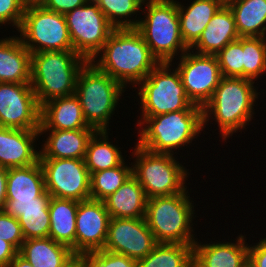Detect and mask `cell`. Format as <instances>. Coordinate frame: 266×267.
Here are the masks:
<instances>
[{
	"mask_svg": "<svg viewBox=\"0 0 266 267\" xmlns=\"http://www.w3.org/2000/svg\"><path fill=\"white\" fill-rule=\"evenodd\" d=\"M88 60L74 50L31 54V86L39 105L75 94L80 70Z\"/></svg>",
	"mask_w": 266,
	"mask_h": 267,
	"instance_id": "277c9868",
	"label": "cell"
},
{
	"mask_svg": "<svg viewBox=\"0 0 266 267\" xmlns=\"http://www.w3.org/2000/svg\"><path fill=\"white\" fill-rule=\"evenodd\" d=\"M138 267H193V245L157 243Z\"/></svg>",
	"mask_w": 266,
	"mask_h": 267,
	"instance_id": "f546056e",
	"label": "cell"
},
{
	"mask_svg": "<svg viewBox=\"0 0 266 267\" xmlns=\"http://www.w3.org/2000/svg\"><path fill=\"white\" fill-rule=\"evenodd\" d=\"M240 37H266V0H229Z\"/></svg>",
	"mask_w": 266,
	"mask_h": 267,
	"instance_id": "4316f807",
	"label": "cell"
},
{
	"mask_svg": "<svg viewBox=\"0 0 266 267\" xmlns=\"http://www.w3.org/2000/svg\"><path fill=\"white\" fill-rule=\"evenodd\" d=\"M124 160L119 166L90 174V195L92 199L104 201L117 191L132 175V164Z\"/></svg>",
	"mask_w": 266,
	"mask_h": 267,
	"instance_id": "1f68e13d",
	"label": "cell"
},
{
	"mask_svg": "<svg viewBox=\"0 0 266 267\" xmlns=\"http://www.w3.org/2000/svg\"><path fill=\"white\" fill-rule=\"evenodd\" d=\"M39 137V130L0 127V167L9 169L38 163Z\"/></svg>",
	"mask_w": 266,
	"mask_h": 267,
	"instance_id": "ac0fdd59",
	"label": "cell"
},
{
	"mask_svg": "<svg viewBox=\"0 0 266 267\" xmlns=\"http://www.w3.org/2000/svg\"><path fill=\"white\" fill-rule=\"evenodd\" d=\"M225 3V0H193L184 6V3L177 1L180 34L189 49Z\"/></svg>",
	"mask_w": 266,
	"mask_h": 267,
	"instance_id": "603a6c76",
	"label": "cell"
},
{
	"mask_svg": "<svg viewBox=\"0 0 266 267\" xmlns=\"http://www.w3.org/2000/svg\"><path fill=\"white\" fill-rule=\"evenodd\" d=\"M173 64V65H172ZM175 63H159L134 87L140 101L139 117H152L188 109L193 104L186 94ZM174 66V68H172Z\"/></svg>",
	"mask_w": 266,
	"mask_h": 267,
	"instance_id": "9c48e42d",
	"label": "cell"
},
{
	"mask_svg": "<svg viewBox=\"0 0 266 267\" xmlns=\"http://www.w3.org/2000/svg\"><path fill=\"white\" fill-rule=\"evenodd\" d=\"M111 216L104 201H78L76 213V253L102 250L105 246Z\"/></svg>",
	"mask_w": 266,
	"mask_h": 267,
	"instance_id": "e0dca14e",
	"label": "cell"
},
{
	"mask_svg": "<svg viewBox=\"0 0 266 267\" xmlns=\"http://www.w3.org/2000/svg\"><path fill=\"white\" fill-rule=\"evenodd\" d=\"M239 38L234 15L225 3L212 17L200 38L190 50L202 55H217L230 42Z\"/></svg>",
	"mask_w": 266,
	"mask_h": 267,
	"instance_id": "7402d4cb",
	"label": "cell"
},
{
	"mask_svg": "<svg viewBox=\"0 0 266 267\" xmlns=\"http://www.w3.org/2000/svg\"><path fill=\"white\" fill-rule=\"evenodd\" d=\"M248 264L250 267H266V237L249 245Z\"/></svg>",
	"mask_w": 266,
	"mask_h": 267,
	"instance_id": "f35d334b",
	"label": "cell"
},
{
	"mask_svg": "<svg viewBox=\"0 0 266 267\" xmlns=\"http://www.w3.org/2000/svg\"><path fill=\"white\" fill-rule=\"evenodd\" d=\"M40 113L30 83H0V127L39 130Z\"/></svg>",
	"mask_w": 266,
	"mask_h": 267,
	"instance_id": "5bb4252c",
	"label": "cell"
},
{
	"mask_svg": "<svg viewBox=\"0 0 266 267\" xmlns=\"http://www.w3.org/2000/svg\"><path fill=\"white\" fill-rule=\"evenodd\" d=\"M66 24L73 50L91 61L115 29L94 0L66 13Z\"/></svg>",
	"mask_w": 266,
	"mask_h": 267,
	"instance_id": "8fae6325",
	"label": "cell"
},
{
	"mask_svg": "<svg viewBox=\"0 0 266 267\" xmlns=\"http://www.w3.org/2000/svg\"><path fill=\"white\" fill-rule=\"evenodd\" d=\"M7 267H33L24 257L19 253L13 258Z\"/></svg>",
	"mask_w": 266,
	"mask_h": 267,
	"instance_id": "ee69618b",
	"label": "cell"
},
{
	"mask_svg": "<svg viewBox=\"0 0 266 267\" xmlns=\"http://www.w3.org/2000/svg\"><path fill=\"white\" fill-rule=\"evenodd\" d=\"M85 254L89 267H138L136 260L103 249Z\"/></svg>",
	"mask_w": 266,
	"mask_h": 267,
	"instance_id": "d590c367",
	"label": "cell"
},
{
	"mask_svg": "<svg viewBox=\"0 0 266 267\" xmlns=\"http://www.w3.org/2000/svg\"><path fill=\"white\" fill-rule=\"evenodd\" d=\"M266 74V37H243V78L257 81Z\"/></svg>",
	"mask_w": 266,
	"mask_h": 267,
	"instance_id": "836d02e7",
	"label": "cell"
},
{
	"mask_svg": "<svg viewBox=\"0 0 266 267\" xmlns=\"http://www.w3.org/2000/svg\"><path fill=\"white\" fill-rule=\"evenodd\" d=\"M187 188L171 196L147 199L144 218L157 243L194 245L198 239L193 229L194 201Z\"/></svg>",
	"mask_w": 266,
	"mask_h": 267,
	"instance_id": "5b68a950",
	"label": "cell"
},
{
	"mask_svg": "<svg viewBox=\"0 0 266 267\" xmlns=\"http://www.w3.org/2000/svg\"><path fill=\"white\" fill-rule=\"evenodd\" d=\"M132 175L144 189L147 198L171 196L182 192L190 176L174 154L154 153L134 143Z\"/></svg>",
	"mask_w": 266,
	"mask_h": 267,
	"instance_id": "ba28073f",
	"label": "cell"
},
{
	"mask_svg": "<svg viewBox=\"0 0 266 267\" xmlns=\"http://www.w3.org/2000/svg\"><path fill=\"white\" fill-rule=\"evenodd\" d=\"M18 253L33 267H61L73 252L66 245L45 237L25 240Z\"/></svg>",
	"mask_w": 266,
	"mask_h": 267,
	"instance_id": "83f0119b",
	"label": "cell"
},
{
	"mask_svg": "<svg viewBox=\"0 0 266 267\" xmlns=\"http://www.w3.org/2000/svg\"><path fill=\"white\" fill-rule=\"evenodd\" d=\"M236 238L233 242L203 243L196 240L193 245V267H245L248 264L249 244L243 234Z\"/></svg>",
	"mask_w": 266,
	"mask_h": 267,
	"instance_id": "d6986e66",
	"label": "cell"
},
{
	"mask_svg": "<svg viewBox=\"0 0 266 267\" xmlns=\"http://www.w3.org/2000/svg\"><path fill=\"white\" fill-rule=\"evenodd\" d=\"M39 162L51 197L79 202L91 198L90 174L84 159L39 158Z\"/></svg>",
	"mask_w": 266,
	"mask_h": 267,
	"instance_id": "7c38bea8",
	"label": "cell"
},
{
	"mask_svg": "<svg viewBox=\"0 0 266 267\" xmlns=\"http://www.w3.org/2000/svg\"><path fill=\"white\" fill-rule=\"evenodd\" d=\"M254 81L246 78L222 77L210 101L203 107V129L210 119L218 124V132L227 141L238 130L247 129L255 116L254 106L259 88ZM256 87V88H255Z\"/></svg>",
	"mask_w": 266,
	"mask_h": 267,
	"instance_id": "7a4b0ae2",
	"label": "cell"
},
{
	"mask_svg": "<svg viewBox=\"0 0 266 267\" xmlns=\"http://www.w3.org/2000/svg\"><path fill=\"white\" fill-rule=\"evenodd\" d=\"M95 132V129L39 130L40 136L45 133L47 136L46 141L42 140L39 158L85 159L88 142Z\"/></svg>",
	"mask_w": 266,
	"mask_h": 267,
	"instance_id": "44dd1931",
	"label": "cell"
},
{
	"mask_svg": "<svg viewBox=\"0 0 266 267\" xmlns=\"http://www.w3.org/2000/svg\"><path fill=\"white\" fill-rule=\"evenodd\" d=\"M21 1L24 7L27 8L30 6H43L47 0H21Z\"/></svg>",
	"mask_w": 266,
	"mask_h": 267,
	"instance_id": "f6af8a7d",
	"label": "cell"
},
{
	"mask_svg": "<svg viewBox=\"0 0 266 267\" xmlns=\"http://www.w3.org/2000/svg\"><path fill=\"white\" fill-rule=\"evenodd\" d=\"M18 251L8 242L0 239V267H7Z\"/></svg>",
	"mask_w": 266,
	"mask_h": 267,
	"instance_id": "60d3db41",
	"label": "cell"
},
{
	"mask_svg": "<svg viewBox=\"0 0 266 267\" xmlns=\"http://www.w3.org/2000/svg\"><path fill=\"white\" fill-rule=\"evenodd\" d=\"M125 91L117 80L88 61L80 70L75 88L88 125L96 131L110 130L109 121Z\"/></svg>",
	"mask_w": 266,
	"mask_h": 267,
	"instance_id": "52a82bcc",
	"label": "cell"
},
{
	"mask_svg": "<svg viewBox=\"0 0 266 267\" xmlns=\"http://www.w3.org/2000/svg\"><path fill=\"white\" fill-rule=\"evenodd\" d=\"M94 129L84 118L79 98L74 94L41 105L39 130Z\"/></svg>",
	"mask_w": 266,
	"mask_h": 267,
	"instance_id": "ffe728a7",
	"label": "cell"
},
{
	"mask_svg": "<svg viewBox=\"0 0 266 267\" xmlns=\"http://www.w3.org/2000/svg\"><path fill=\"white\" fill-rule=\"evenodd\" d=\"M50 199L51 195L45 189L44 172L40 162L8 169L6 201L3 209L49 206Z\"/></svg>",
	"mask_w": 266,
	"mask_h": 267,
	"instance_id": "2e32d148",
	"label": "cell"
},
{
	"mask_svg": "<svg viewBox=\"0 0 266 267\" xmlns=\"http://www.w3.org/2000/svg\"><path fill=\"white\" fill-rule=\"evenodd\" d=\"M91 62L125 89L136 87L160 63L135 28L114 29Z\"/></svg>",
	"mask_w": 266,
	"mask_h": 267,
	"instance_id": "6da1fadb",
	"label": "cell"
},
{
	"mask_svg": "<svg viewBox=\"0 0 266 267\" xmlns=\"http://www.w3.org/2000/svg\"><path fill=\"white\" fill-rule=\"evenodd\" d=\"M0 239L10 243L18 252L25 241L18 219L0 211Z\"/></svg>",
	"mask_w": 266,
	"mask_h": 267,
	"instance_id": "8d00e7d4",
	"label": "cell"
},
{
	"mask_svg": "<svg viewBox=\"0 0 266 267\" xmlns=\"http://www.w3.org/2000/svg\"><path fill=\"white\" fill-rule=\"evenodd\" d=\"M142 10L135 29L160 63L174 62L189 50L180 34L177 0H157Z\"/></svg>",
	"mask_w": 266,
	"mask_h": 267,
	"instance_id": "8992f818",
	"label": "cell"
},
{
	"mask_svg": "<svg viewBox=\"0 0 266 267\" xmlns=\"http://www.w3.org/2000/svg\"><path fill=\"white\" fill-rule=\"evenodd\" d=\"M19 33L31 54L73 50L65 16L44 6L25 8Z\"/></svg>",
	"mask_w": 266,
	"mask_h": 267,
	"instance_id": "30bf717a",
	"label": "cell"
},
{
	"mask_svg": "<svg viewBox=\"0 0 266 267\" xmlns=\"http://www.w3.org/2000/svg\"><path fill=\"white\" fill-rule=\"evenodd\" d=\"M25 7L21 0H0V27L12 25L18 31L24 15Z\"/></svg>",
	"mask_w": 266,
	"mask_h": 267,
	"instance_id": "74e56055",
	"label": "cell"
},
{
	"mask_svg": "<svg viewBox=\"0 0 266 267\" xmlns=\"http://www.w3.org/2000/svg\"><path fill=\"white\" fill-rule=\"evenodd\" d=\"M109 131H96L90 138L85 163L89 174L119 166L125 158L118 145L109 142Z\"/></svg>",
	"mask_w": 266,
	"mask_h": 267,
	"instance_id": "f1b7e54d",
	"label": "cell"
},
{
	"mask_svg": "<svg viewBox=\"0 0 266 267\" xmlns=\"http://www.w3.org/2000/svg\"><path fill=\"white\" fill-rule=\"evenodd\" d=\"M0 83H31V53L17 34L0 39Z\"/></svg>",
	"mask_w": 266,
	"mask_h": 267,
	"instance_id": "cb8c5ba5",
	"label": "cell"
},
{
	"mask_svg": "<svg viewBox=\"0 0 266 267\" xmlns=\"http://www.w3.org/2000/svg\"><path fill=\"white\" fill-rule=\"evenodd\" d=\"M8 169L0 167V211L3 210L6 201Z\"/></svg>",
	"mask_w": 266,
	"mask_h": 267,
	"instance_id": "7bdbcfd3",
	"label": "cell"
},
{
	"mask_svg": "<svg viewBox=\"0 0 266 267\" xmlns=\"http://www.w3.org/2000/svg\"><path fill=\"white\" fill-rule=\"evenodd\" d=\"M178 59L175 68L187 96L193 104L203 108L223 77L217 56L197 54L189 49Z\"/></svg>",
	"mask_w": 266,
	"mask_h": 267,
	"instance_id": "4fadbf2b",
	"label": "cell"
},
{
	"mask_svg": "<svg viewBox=\"0 0 266 267\" xmlns=\"http://www.w3.org/2000/svg\"><path fill=\"white\" fill-rule=\"evenodd\" d=\"M156 244L145 218H111L103 250L137 261L145 258Z\"/></svg>",
	"mask_w": 266,
	"mask_h": 267,
	"instance_id": "9a60e30c",
	"label": "cell"
},
{
	"mask_svg": "<svg viewBox=\"0 0 266 267\" xmlns=\"http://www.w3.org/2000/svg\"><path fill=\"white\" fill-rule=\"evenodd\" d=\"M2 211L18 219L25 240L49 237V206L13 207Z\"/></svg>",
	"mask_w": 266,
	"mask_h": 267,
	"instance_id": "4dcf8cb0",
	"label": "cell"
},
{
	"mask_svg": "<svg viewBox=\"0 0 266 267\" xmlns=\"http://www.w3.org/2000/svg\"><path fill=\"white\" fill-rule=\"evenodd\" d=\"M61 267H89V262L85 253H72Z\"/></svg>",
	"mask_w": 266,
	"mask_h": 267,
	"instance_id": "b9f144b4",
	"label": "cell"
},
{
	"mask_svg": "<svg viewBox=\"0 0 266 267\" xmlns=\"http://www.w3.org/2000/svg\"><path fill=\"white\" fill-rule=\"evenodd\" d=\"M135 1L143 7V6H147L149 3L155 2L157 0H135Z\"/></svg>",
	"mask_w": 266,
	"mask_h": 267,
	"instance_id": "bcb514c9",
	"label": "cell"
},
{
	"mask_svg": "<svg viewBox=\"0 0 266 267\" xmlns=\"http://www.w3.org/2000/svg\"><path fill=\"white\" fill-rule=\"evenodd\" d=\"M94 1L115 29L136 28L138 25L140 19L139 14L141 15L140 11H142V6L135 0ZM135 14L136 16L133 18L132 16ZM137 15L139 16L138 18Z\"/></svg>",
	"mask_w": 266,
	"mask_h": 267,
	"instance_id": "d6a6232c",
	"label": "cell"
},
{
	"mask_svg": "<svg viewBox=\"0 0 266 267\" xmlns=\"http://www.w3.org/2000/svg\"><path fill=\"white\" fill-rule=\"evenodd\" d=\"M147 199L144 189L131 175L104 203L111 218H144Z\"/></svg>",
	"mask_w": 266,
	"mask_h": 267,
	"instance_id": "d4e9b609",
	"label": "cell"
},
{
	"mask_svg": "<svg viewBox=\"0 0 266 267\" xmlns=\"http://www.w3.org/2000/svg\"><path fill=\"white\" fill-rule=\"evenodd\" d=\"M78 201L51 197L49 201V238L76 253V213Z\"/></svg>",
	"mask_w": 266,
	"mask_h": 267,
	"instance_id": "484cf974",
	"label": "cell"
},
{
	"mask_svg": "<svg viewBox=\"0 0 266 267\" xmlns=\"http://www.w3.org/2000/svg\"><path fill=\"white\" fill-rule=\"evenodd\" d=\"M216 56L223 77L243 78V37L230 42Z\"/></svg>",
	"mask_w": 266,
	"mask_h": 267,
	"instance_id": "e575fe53",
	"label": "cell"
},
{
	"mask_svg": "<svg viewBox=\"0 0 266 267\" xmlns=\"http://www.w3.org/2000/svg\"><path fill=\"white\" fill-rule=\"evenodd\" d=\"M138 119L136 144L154 153L178 154L177 150L191 146L193 140L196 141L204 130L203 108L196 105L185 110Z\"/></svg>",
	"mask_w": 266,
	"mask_h": 267,
	"instance_id": "3957f363",
	"label": "cell"
},
{
	"mask_svg": "<svg viewBox=\"0 0 266 267\" xmlns=\"http://www.w3.org/2000/svg\"><path fill=\"white\" fill-rule=\"evenodd\" d=\"M88 0H47L44 7L48 10L65 15L75 8L84 5Z\"/></svg>",
	"mask_w": 266,
	"mask_h": 267,
	"instance_id": "ab89813d",
	"label": "cell"
}]
</instances>
